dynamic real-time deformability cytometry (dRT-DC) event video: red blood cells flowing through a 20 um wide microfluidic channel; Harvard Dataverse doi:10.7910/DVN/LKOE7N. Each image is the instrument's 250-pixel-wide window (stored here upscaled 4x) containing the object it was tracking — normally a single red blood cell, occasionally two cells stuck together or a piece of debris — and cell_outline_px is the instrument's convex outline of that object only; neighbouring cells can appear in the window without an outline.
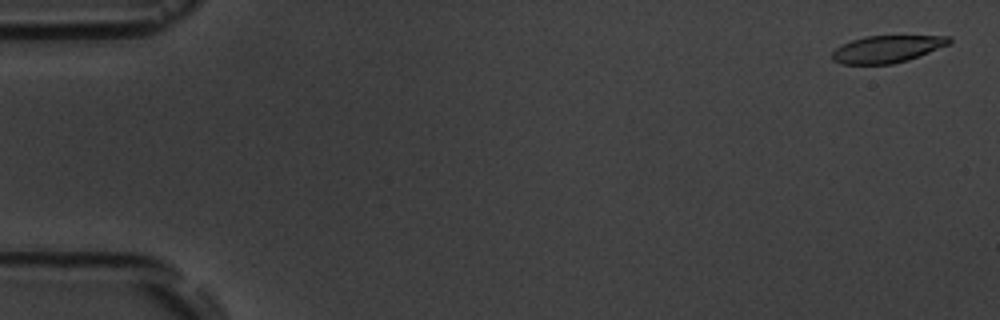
{"species": "common noctule bat (a hibernating species)", "species_latin": "Nyctalus noctula", "temperature_condition": "room temperature", "stored_images_in_passage": 5, "camera_frame_rate_fps": 3000, "um_per_image_px": 0.085, "animal": {"sex": "male", "body_mass_g": 19.5, "forearm_length_mm": 54.6}, "frame": {"image": 1, "passage_image": 1, "time_ms": 0.0, "image_size_px": [1000, 320], "cell_outline_px": [[952, 40], [948, 44], [908, 60], [892, 64], [840, 64], [832, 60], [832, 52], [836, 48], [852, 40], [864, 36], [952, 36]], "centroid_in_image_um": [75.37, 4.17], "position_along_channel_um": 9.6, "area_um2": 18.32}}
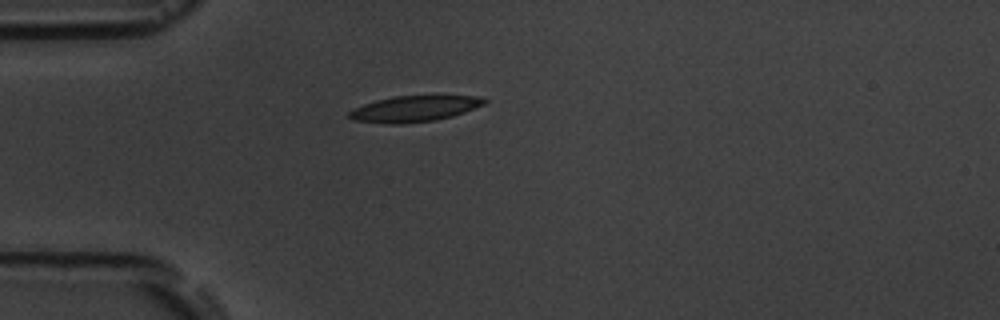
{"frame": {"image": 2, "passage_image": 5, "time_ms": 4.667, "image_size_px": [1000, 320], "cell_outline_px": [[488, 100], [484, 104], [464, 112], [452, 116], [436, 120], [400, 124], [388, 124], [352, 120], [348, 116], [348, 112], [364, 104], [376, 100], [396, 96], [480, 96]], "centroid_in_image_um": [35.21, 9.25], "position_along_channel_um": 49.8, "area_um2": 20.29}}